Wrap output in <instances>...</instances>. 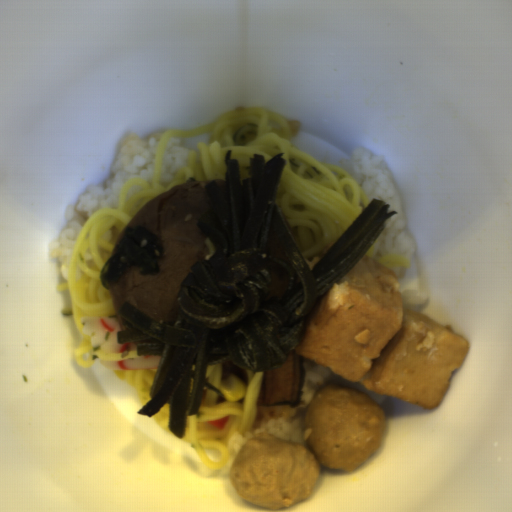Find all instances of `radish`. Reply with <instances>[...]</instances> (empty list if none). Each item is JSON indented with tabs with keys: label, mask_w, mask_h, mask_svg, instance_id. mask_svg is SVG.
Instances as JSON below:
<instances>
[{
	"label": "radish",
	"mask_w": 512,
	"mask_h": 512,
	"mask_svg": "<svg viewBox=\"0 0 512 512\" xmlns=\"http://www.w3.org/2000/svg\"><path fill=\"white\" fill-rule=\"evenodd\" d=\"M229 419H230V415H227V416L215 419V420L207 422V423L210 424L212 427H216V428L223 430L224 427L226 426L227 422L229 421Z\"/></svg>",
	"instance_id": "1f323893"
}]
</instances>
